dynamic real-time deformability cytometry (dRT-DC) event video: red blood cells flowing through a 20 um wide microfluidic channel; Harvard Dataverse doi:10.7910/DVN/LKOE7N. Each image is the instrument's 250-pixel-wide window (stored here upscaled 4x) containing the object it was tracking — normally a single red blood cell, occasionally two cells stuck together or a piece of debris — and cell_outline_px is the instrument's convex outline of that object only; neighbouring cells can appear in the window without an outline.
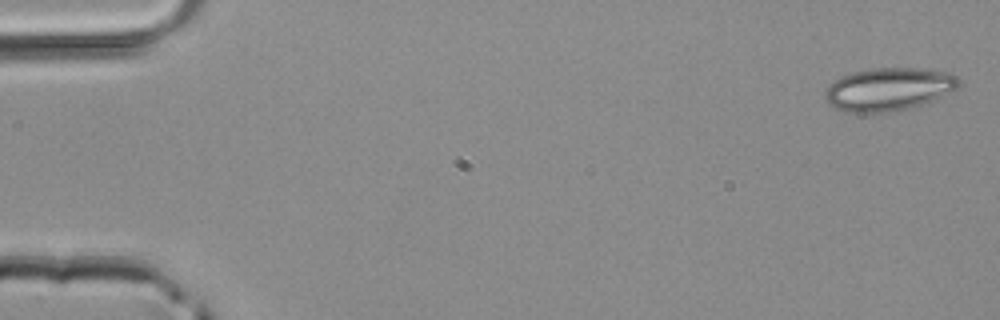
{"species": "common noctule bat (a hibernating species)", "species_latin": "Nyctalus noctula", "temperature_condition": "room temperature", "stored_images_in_passage": 45, "camera_frame_rate_fps": 3000, "um_per_image_px": 0.085, "animal": {"sex": "male", "body_mass_g": 20.4}, "frame": {"image": 1, "passage_image": 1, "time_ms": 0.0, "image_size_px": [1000, 320], "cell_outline_px": [[960, 80], [956, 88], [952, 92], [932, 100], [908, 108], [868, 116], [860, 116], [844, 112], [828, 104], [824, 96], [824, 92], [828, 84], [832, 80], [840, 76], [852, 72], [872, 68], [920, 68], [952, 72]], "centroid_in_image_um": [75.46, 7.61], "position_along_channel_um": 9.5, "area_um2": 34.45}}
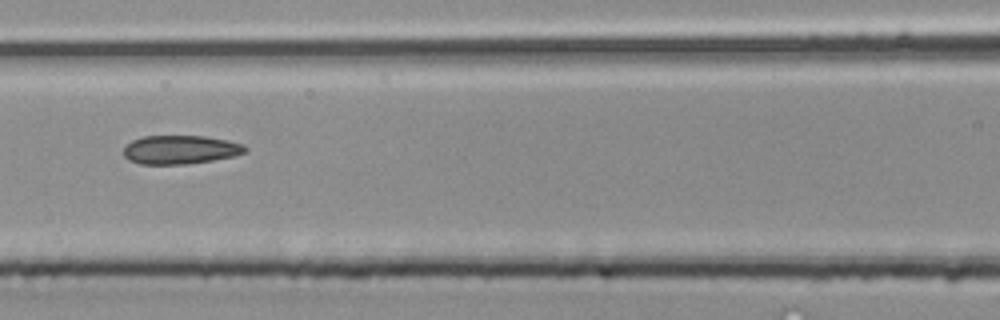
{"frame": {"image": 2, "passage_image": 20, "time_ms": 6.333, "image_size_px": [1000, 320], "cell_outline_px": [[248, 148], [244, 152], [236, 156], [212, 160], [184, 164], [140, 164], [128, 160], [124, 156], [124, 148], [132, 140], [144, 136], [204, 136], [244, 144]], "centroid_in_image_um": [15.32, 12.72], "position_along_channel_um": 151.3, "area_um2": 20.23}}
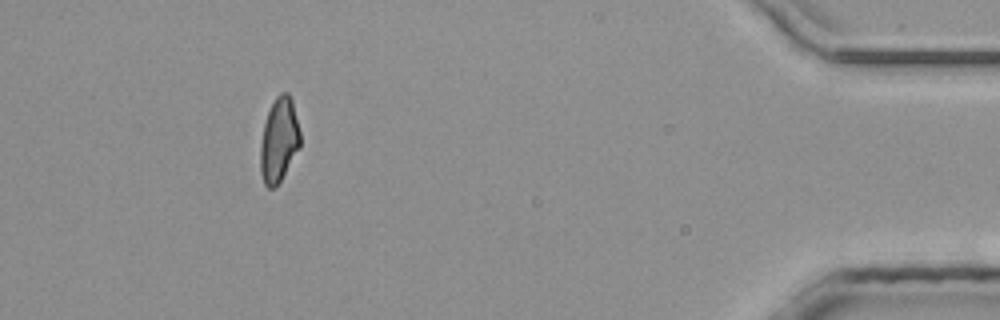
{"frame": {"image": 3, "passage_image": 41, "time_ms": 13.333, "image_size_px": [1000, 320], "cell_outline_px": [[300, 148], [276, 188], [268, 188], [264, 184], [260, 172], [260, 144], [264, 124], [268, 112], [276, 96], [280, 92], [288, 92], [292, 100], [300, 132]], "centroid_in_image_um": [23.71, 11.93], "position_along_channel_um": 411.5, "area_um2": 19.71}}